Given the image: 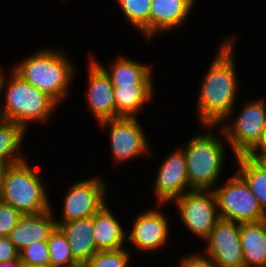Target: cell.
<instances>
[{"mask_svg": "<svg viewBox=\"0 0 266 267\" xmlns=\"http://www.w3.org/2000/svg\"><path fill=\"white\" fill-rule=\"evenodd\" d=\"M227 37L223 38L205 77H202L195 107L199 125L221 124L238 105L239 81L234 57L236 40L233 34Z\"/></svg>", "mask_w": 266, "mask_h": 267, "instance_id": "1", "label": "cell"}, {"mask_svg": "<svg viewBox=\"0 0 266 267\" xmlns=\"http://www.w3.org/2000/svg\"><path fill=\"white\" fill-rule=\"evenodd\" d=\"M66 54L61 48L46 46L25 56L10 69L60 105L70 96L69 88L77 73L74 61Z\"/></svg>", "mask_w": 266, "mask_h": 267, "instance_id": "2", "label": "cell"}, {"mask_svg": "<svg viewBox=\"0 0 266 267\" xmlns=\"http://www.w3.org/2000/svg\"><path fill=\"white\" fill-rule=\"evenodd\" d=\"M200 126L207 131L189 137L182 148L185 152L188 182L192 189L213 190L220 183L219 180L224 173L229 144H225L227 141L221 124ZM216 127L220 129L217 130Z\"/></svg>", "mask_w": 266, "mask_h": 267, "instance_id": "3", "label": "cell"}, {"mask_svg": "<svg viewBox=\"0 0 266 267\" xmlns=\"http://www.w3.org/2000/svg\"><path fill=\"white\" fill-rule=\"evenodd\" d=\"M3 72L0 67V104L4 120L14 121L27 132L32 123L38 122L43 125L51 121L50 117L59 105L46 93L23 80L12 69L7 75Z\"/></svg>", "mask_w": 266, "mask_h": 267, "instance_id": "4", "label": "cell"}, {"mask_svg": "<svg viewBox=\"0 0 266 267\" xmlns=\"http://www.w3.org/2000/svg\"><path fill=\"white\" fill-rule=\"evenodd\" d=\"M27 160L1 169L0 200L22 215L44 213L50 210L53 204L48 198L41 173Z\"/></svg>", "mask_w": 266, "mask_h": 267, "instance_id": "5", "label": "cell"}, {"mask_svg": "<svg viewBox=\"0 0 266 267\" xmlns=\"http://www.w3.org/2000/svg\"><path fill=\"white\" fill-rule=\"evenodd\" d=\"M265 98L246 101L240 111L236 106L221 123V128L229 144V152L234 156L246 155L259 141L266 125ZM236 115V116H235Z\"/></svg>", "mask_w": 266, "mask_h": 267, "instance_id": "6", "label": "cell"}, {"mask_svg": "<svg viewBox=\"0 0 266 267\" xmlns=\"http://www.w3.org/2000/svg\"><path fill=\"white\" fill-rule=\"evenodd\" d=\"M213 191L221 219L238 223L257 222L266 219V213L260 207L258 200L237 172L230 175L223 185L219 183Z\"/></svg>", "mask_w": 266, "mask_h": 267, "instance_id": "7", "label": "cell"}, {"mask_svg": "<svg viewBox=\"0 0 266 267\" xmlns=\"http://www.w3.org/2000/svg\"><path fill=\"white\" fill-rule=\"evenodd\" d=\"M138 118L119 117L98 123L102 130L108 129L109 147L115 166L153 154L147 138L148 133Z\"/></svg>", "mask_w": 266, "mask_h": 267, "instance_id": "8", "label": "cell"}, {"mask_svg": "<svg viewBox=\"0 0 266 267\" xmlns=\"http://www.w3.org/2000/svg\"><path fill=\"white\" fill-rule=\"evenodd\" d=\"M173 203L184 228L205 241L220 219L214 191L193 189Z\"/></svg>", "mask_w": 266, "mask_h": 267, "instance_id": "9", "label": "cell"}, {"mask_svg": "<svg viewBox=\"0 0 266 267\" xmlns=\"http://www.w3.org/2000/svg\"><path fill=\"white\" fill-rule=\"evenodd\" d=\"M95 175L93 178L82 179L73 183L65 192L61 217L56 222H68L76 219L92 217L107 200L108 184L104 177Z\"/></svg>", "mask_w": 266, "mask_h": 267, "instance_id": "10", "label": "cell"}, {"mask_svg": "<svg viewBox=\"0 0 266 267\" xmlns=\"http://www.w3.org/2000/svg\"><path fill=\"white\" fill-rule=\"evenodd\" d=\"M163 206L164 204H158L157 208L153 206L135 215L133 225L127 231V243L134 246V249L150 253L168 245L171 223L166 213L160 208Z\"/></svg>", "mask_w": 266, "mask_h": 267, "instance_id": "11", "label": "cell"}, {"mask_svg": "<svg viewBox=\"0 0 266 267\" xmlns=\"http://www.w3.org/2000/svg\"><path fill=\"white\" fill-rule=\"evenodd\" d=\"M157 168L158 172L152 182V190L157 204L172 203L188 191L189 186L185 152L182 147L173 148Z\"/></svg>", "mask_w": 266, "mask_h": 267, "instance_id": "12", "label": "cell"}, {"mask_svg": "<svg viewBox=\"0 0 266 267\" xmlns=\"http://www.w3.org/2000/svg\"><path fill=\"white\" fill-rule=\"evenodd\" d=\"M241 223L219 219L211 230L205 252L218 267H244V256L240 242Z\"/></svg>", "mask_w": 266, "mask_h": 267, "instance_id": "13", "label": "cell"}, {"mask_svg": "<svg viewBox=\"0 0 266 267\" xmlns=\"http://www.w3.org/2000/svg\"><path fill=\"white\" fill-rule=\"evenodd\" d=\"M85 102L97 123L117 118L113 85L105 71L90 57Z\"/></svg>", "mask_w": 266, "mask_h": 267, "instance_id": "14", "label": "cell"}, {"mask_svg": "<svg viewBox=\"0 0 266 267\" xmlns=\"http://www.w3.org/2000/svg\"><path fill=\"white\" fill-rule=\"evenodd\" d=\"M196 0H152L150 11V41L158 34L182 29ZM182 27V28H181ZM178 28V29H177Z\"/></svg>", "mask_w": 266, "mask_h": 267, "instance_id": "15", "label": "cell"}, {"mask_svg": "<svg viewBox=\"0 0 266 267\" xmlns=\"http://www.w3.org/2000/svg\"><path fill=\"white\" fill-rule=\"evenodd\" d=\"M119 54V57L112 60L106 67L104 64H101V61L89 55L108 75L111 84L113 87L119 86H132V85H154L153 80V67L147 62L142 63V61L129 58L128 56H122Z\"/></svg>", "mask_w": 266, "mask_h": 267, "instance_id": "16", "label": "cell"}, {"mask_svg": "<svg viewBox=\"0 0 266 267\" xmlns=\"http://www.w3.org/2000/svg\"><path fill=\"white\" fill-rule=\"evenodd\" d=\"M51 209L40 214L23 215L12 229L9 238L20 252L32 243L47 241L50 232L55 228V214Z\"/></svg>", "mask_w": 266, "mask_h": 267, "instance_id": "17", "label": "cell"}, {"mask_svg": "<svg viewBox=\"0 0 266 267\" xmlns=\"http://www.w3.org/2000/svg\"><path fill=\"white\" fill-rule=\"evenodd\" d=\"M93 226L97 250H117L126 247L127 231L108 203L93 215Z\"/></svg>", "mask_w": 266, "mask_h": 267, "instance_id": "18", "label": "cell"}, {"mask_svg": "<svg viewBox=\"0 0 266 267\" xmlns=\"http://www.w3.org/2000/svg\"><path fill=\"white\" fill-rule=\"evenodd\" d=\"M67 238L74 258L83 266L98 250L94 240L93 216L56 222Z\"/></svg>", "mask_w": 266, "mask_h": 267, "instance_id": "19", "label": "cell"}, {"mask_svg": "<svg viewBox=\"0 0 266 267\" xmlns=\"http://www.w3.org/2000/svg\"><path fill=\"white\" fill-rule=\"evenodd\" d=\"M240 242L244 267H266V219L241 223Z\"/></svg>", "mask_w": 266, "mask_h": 267, "instance_id": "20", "label": "cell"}, {"mask_svg": "<svg viewBox=\"0 0 266 267\" xmlns=\"http://www.w3.org/2000/svg\"><path fill=\"white\" fill-rule=\"evenodd\" d=\"M154 85H132L114 87L113 96L117 118L137 117L150 100L154 99Z\"/></svg>", "mask_w": 266, "mask_h": 267, "instance_id": "21", "label": "cell"}, {"mask_svg": "<svg viewBox=\"0 0 266 267\" xmlns=\"http://www.w3.org/2000/svg\"><path fill=\"white\" fill-rule=\"evenodd\" d=\"M28 133L21 125L10 120L0 123V168L24 161L23 140Z\"/></svg>", "mask_w": 266, "mask_h": 267, "instance_id": "22", "label": "cell"}, {"mask_svg": "<svg viewBox=\"0 0 266 267\" xmlns=\"http://www.w3.org/2000/svg\"><path fill=\"white\" fill-rule=\"evenodd\" d=\"M236 172L248 184L252 194L266 213V165L262 160L240 155L234 157Z\"/></svg>", "mask_w": 266, "mask_h": 267, "instance_id": "23", "label": "cell"}, {"mask_svg": "<svg viewBox=\"0 0 266 267\" xmlns=\"http://www.w3.org/2000/svg\"><path fill=\"white\" fill-rule=\"evenodd\" d=\"M127 22L150 41V11L152 0H116Z\"/></svg>", "mask_w": 266, "mask_h": 267, "instance_id": "24", "label": "cell"}, {"mask_svg": "<svg viewBox=\"0 0 266 267\" xmlns=\"http://www.w3.org/2000/svg\"><path fill=\"white\" fill-rule=\"evenodd\" d=\"M47 245L51 267H82L74 258L66 236L57 225L50 232Z\"/></svg>", "mask_w": 266, "mask_h": 267, "instance_id": "25", "label": "cell"}, {"mask_svg": "<svg viewBox=\"0 0 266 267\" xmlns=\"http://www.w3.org/2000/svg\"><path fill=\"white\" fill-rule=\"evenodd\" d=\"M125 248L98 250L82 267H129L132 254Z\"/></svg>", "mask_w": 266, "mask_h": 267, "instance_id": "26", "label": "cell"}, {"mask_svg": "<svg viewBox=\"0 0 266 267\" xmlns=\"http://www.w3.org/2000/svg\"><path fill=\"white\" fill-rule=\"evenodd\" d=\"M20 261L32 265H50L47 241L30 244L19 252Z\"/></svg>", "mask_w": 266, "mask_h": 267, "instance_id": "27", "label": "cell"}, {"mask_svg": "<svg viewBox=\"0 0 266 267\" xmlns=\"http://www.w3.org/2000/svg\"><path fill=\"white\" fill-rule=\"evenodd\" d=\"M22 216L18 210L0 200V237H9Z\"/></svg>", "mask_w": 266, "mask_h": 267, "instance_id": "28", "label": "cell"}, {"mask_svg": "<svg viewBox=\"0 0 266 267\" xmlns=\"http://www.w3.org/2000/svg\"><path fill=\"white\" fill-rule=\"evenodd\" d=\"M177 267H218L215 261L205 252L187 253L185 256H180Z\"/></svg>", "mask_w": 266, "mask_h": 267, "instance_id": "29", "label": "cell"}, {"mask_svg": "<svg viewBox=\"0 0 266 267\" xmlns=\"http://www.w3.org/2000/svg\"><path fill=\"white\" fill-rule=\"evenodd\" d=\"M20 259L19 251L9 237H0V263Z\"/></svg>", "mask_w": 266, "mask_h": 267, "instance_id": "30", "label": "cell"}, {"mask_svg": "<svg viewBox=\"0 0 266 267\" xmlns=\"http://www.w3.org/2000/svg\"><path fill=\"white\" fill-rule=\"evenodd\" d=\"M266 155V125L262 131L258 143L246 154V156L261 160Z\"/></svg>", "mask_w": 266, "mask_h": 267, "instance_id": "31", "label": "cell"}, {"mask_svg": "<svg viewBox=\"0 0 266 267\" xmlns=\"http://www.w3.org/2000/svg\"><path fill=\"white\" fill-rule=\"evenodd\" d=\"M0 267H20V259L0 263Z\"/></svg>", "mask_w": 266, "mask_h": 267, "instance_id": "32", "label": "cell"}, {"mask_svg": "<svg viewBox=\"0 0 266 267\" xmlns=\"http://www.w3.org/2000/svg\"><path fill=\"white\" fill-rule=\"evenodd\" d=\"M20 267H51V266L50 265H46V266L32 265V264H27L25 262L20 261Z\"/></svg>", "mask_w": 266, "mask_h": 267, "instance_id": "33", "label": "cell"}, {"mask_svg": "<svg viewBox=\"0 0 266 267\" xmlns=\"http://www.w3.org/2000/svg\"><path fill=\"white\" fill-rule=\"evenodd\" d=\"M4 120V116L2 113V108H1V104H0V123Z\"/></svg>", "mask_w": 266, "mask_h": 267, "instance_id": "34", "label": "cell"}, {"mask_svg": "<svg viewBox=\"0 0 266 267\" xmlns=\"http://www.w3.org/2000/svg\"><path fill=\"white\" fill-rule=\"evenodd\" d=\"M263 163L266 165V155L261 159Z\"/></svg>", "mask_w": 266, "mask_h": 267, "instance_id": "35", "label": "cell"}]
</instances>
